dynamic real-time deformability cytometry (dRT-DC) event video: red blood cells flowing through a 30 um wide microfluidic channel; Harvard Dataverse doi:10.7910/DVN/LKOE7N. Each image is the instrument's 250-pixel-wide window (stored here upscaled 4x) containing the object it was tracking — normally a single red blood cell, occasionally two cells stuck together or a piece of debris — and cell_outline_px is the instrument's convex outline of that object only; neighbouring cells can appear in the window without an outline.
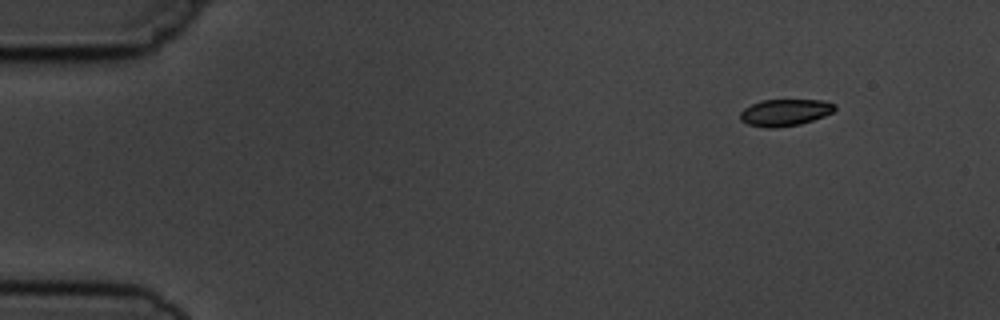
{"species": "common noctule bat (a hibernating species)", "species_latin": "Nyctalus noctula", "temperature_condition": "cold", "stored_images_in_passage": 3, "camera_frame_rate_fps": 3000, "um_per_image_px": 0.085, "animal": {"sex": "male", "body_mass_g": 19.5, "forearm_length_mm": 54.6}, "frame": {"image": 1, "passage_image": 1, "time_ms": 0.0, "image_size_px": [1000, 320], "cell_outline_px": [[836, 108], [832, 112], [824, 116], [800, 124], [772, 128], [764, 128], [748, 124], [740, 120], [740, 112], [744, 108], [760, 100], [824, 100], [836, 104]], "centroid_in_image_um": [66.71, 9.56], "position_along_channel_um": 18.3, "area_um2": 14.8}}